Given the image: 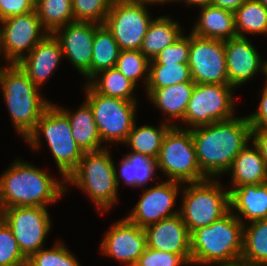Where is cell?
<instances>
[{"instance_id": "1", "label": "cell", "mask_w": 267, "mask_h": 266, "mask_svg": "<svg viewBox=\"0 0 267 266\" xmlns=\"http://www.w3.org/2000/svg\"><path fill=\"white\" fill-rule=\"evenodd\" d=\"M251 132L246 116L192 128L201 172L207 178H220L230 169L239 152L251 143Z\"/></svg>"}, {"instance_id": "2", "label": "cell", "mask_w": 267, "mask_h": 266, "mask_svg": "<svg viewBox=\"0 0 267 266\" xmlns=\"http://www.w3.org/2000/svg\"><path fill=\"white\" fill-rule=\"evenodd\" d=\"M27 161L15 160L0 175V209L47 207L67 191L66 179L59 181Z\"/></svg>"}, {"instance_id": "3", "label": "cell", "mask_w": 267, "mask_h": 266, "mask_svg": "<svg viewBox=\"0 0 267 266\" xmlns=\"http://www.w3.org/2000/svg\"><path fill=\"white\" fill-rule=\"evenodd\" d=\"M244 224L230 210L209 226L190 233L191 265H225L240 261Z\"/></svg>"}, {"instance_id": "4", "label": "cell", "mask_w": 267, "mask_h": 266, "mask_svg": "<svg viewBox=\"0 0 267 266\" xmlns=\"http://www.w3.org/2000/svg\"><path fill=\"white\" fill-rule=\"evenodd\" d=\"M5 66H0V89L15 131L25 140L52 102L41 95L19 64Z\"/></svg>"}, {"instance_id": "5", "label": "cell", "mask_w": 267, "mask_h": 266, "mask_svg": "<svg viewBox=\"0 0 267 266\" xmlns=\"http://www.w3.org/2000/svg\"><path fill=\"white\" fill-rule=\"evenodd\" d=\"M111 157L107 147L94 152H85L78 167L66 178V186L74 185L88 194L86 196H89L98 208L97 214L103 210L109 211L119 200L117 191L119 188L115 176L117 167Z\"/></svg>"}, {"instance_id": "6", "label": "cell", "mask_w": 267, "mask_h": 266, "mask_svg": "<svg viewBox=\"0 0 267 266\" xmlns=\"http://www.w3.org/2000/svg\"><path fill=\"white\" fill-rule=\"evenodd\" d=\"M41 134L51 150L61 179H66L78 167L83 152L72 137L68 116L58 105L51 103L46 108L25 139L33 150L41 148Z\"/></svg>"}, {"instance_id": "7", "label": "cell", "mask_w": 267, "mask_h": 266, "mask_svg": "<svg viewBox=\"0 0 267 266\" xmlns=\"http://www.w3.org/2000/svg\"><path fill=\"white\" fill-rule=\"evenodd\" d=\"M217 178L183 184L179 214L189 233L209 226L230 211V193ZM189 185V186H188Z\"/></svg>"}, {"instance_id": "8", "label": "cell", "mask_w": 267, "mask_h": 266, "mask_svg": "<svg viewBox=\"0 0 267 266\" xmlns=\"http://www.w3.org/2000/svg\"><path fill=\"white\" fill-rule=\"evenodd\" d=\"M158 169L169 181L183 184L207 179L199 167L191 129L171 126L157 157Z\"/></svg>"}, {"instance_id": "9", "label": "cell", "mask_w": 267, "mask_h": 266, "mask_svg": "<svg viewBox=\"0 0 267 266\" xmlns=\"http://www.w3.org/2000/svg\"><path fill=\"white\" fill-rule=\"evenodd\" d=\"M84 86L85 101L93 112L102 143L123 144L137 119V101L99 94L87 82Z\"/></svg>"}, {"instance_id": "10", "label": "cell", "mask_w": 267, "mask_h": 266, "mask_svg": "<svg viewBox=\"0 0 267 266\" xmlns=\"http://www.w3.org/2000/svg\"><path fill=\"white\" fill-rule=\"evenodd\" d=\"M233 89L229 84L195 83L183 119L187 129L234 118Z\"/></svg>"}, {"instance_id": "11", "label": "cell", "mask_w": 267, "mask_h": 266, "mask_svg": "<svg viewBox=\"0 0 267 266\" xmlns=\"http://www.w3.org/2000/svg\"><path fill=\"white\" fill-rule=\"evenodd\" d=\"M147 3L113 0L104 25L120 50H140L151 19Z\"/></svg>"}, {"instance_id": "12", "label": "cell", "mask_w": 267, "mask_h": 266, "mask_svg": "<svg viewBox=\"0 0 267 266\" xmlns=\"http://www.w3.org/2000/svg\"><path fill=\"white\" fill-rule=\"evenodd\" d=\"M2 219L10 227L22 254L28 259L44 248L52 222L47 207L21 206L1 208Z\"/></svg>"}, {"instance_id": "13", "label": "cell", "mask_w": 267, "mask_h": 266, "mask_svg": "<svg viewBox=\"0 0 267 266\" xmlns=\"http://www.w3.org/2000/svg\"><path fill=\"white\" fill-rule=\"evenodd\" d=\"M0 25V56L6 63H19L49 34L36 10L3 19Z\"/></svg>"}, {"instance_id": "14", "label": "cell", "mask_w": 267, "mask_h": 266, "mask_svg": "<svg viewBox=\"0 0 267 266\" xmlns=\"http://www.w3.org/2000/svg\"><path fill=\"white\" fill-rule=\"evenodd\" d=\"M188 65L198 84H229L225 41L198 37L190 32Z\"/></svg>"}, {"instance_id": "15", "label": "cell", "mask_w": 267, "mask_h": 266, "mask_svg": "<svg viewBox=\"0 0 267 266\" xmlns=\"http://www.w3.org/2000/svg\"><path fill=\"white\" fill-rule=\"evenodd\" d=\"M176 181L164 180L151 188H146L130 214L128 221L141 228L158 223L162 219L179 214L175 210L176 200L180 194V185ZM179 192V193H178Z\"/></svg>"}, {"instance_id": "16", "label": "cell", "mask_w": 267, "mask_h": 266, "mask_svg": "<svg viewBox=\"0 0 267 266\" xmlns=\"http://www.w3.org/2000/svg\"><path fill=\"white\" fill-rule=\"evenodd\" d=\"M99 25L94 22L74 21L53 33L61 45L64 57L88 81L91 79L93 40Z\"/></svg>"}, {"instance_id": "17", "label": "cell", "mask_w": 267, "mask_h": 266, "mask_svg": "<svg viewBox=\"0 0 267 266\" xmlns=\"http://www.w3.org/2000/svg\"><path fill=\"white\" fill-rule=\"evenodd\" d=\"M147 247L144 228L126 218L110 226L100 242L103 255L114 258L127 266H134Z\"/></svg>"}, {"instance_id": "18", "label": "cell", "mask_w": 267, "mask_h": 266, "mask_svg": "<svg viewBox=\"0 0 267 266\" xmlns=\"http://www.w3.org/2000/svg\"><path fill=\"white\" fill-rule=\"evenodd\" d=\"M225 55L230 86L237 88L244 85L260 71L267 77V60H261L257 48L247 37L226 40Z\"/></svg>"}, {"instance_id": "19", "label": "cell", "mask_w": 267, "mask_h": 266, "mask_svg": "<svg viewBox=\"0 0 267 266\" xmlns=\"http://www.w3.org/2000/svg\"><path fill=\"white\" fill-rule=\"evenodd\" d=\"M147 247L182 255L191 264L190 233L180 214L144 228Z\"/></svg>"}, {"instance_id": "20", "label": "cell", "mask_w": 267, "mask_h": 266, "mask_svg": "<svg viewBox=\"0 0 267 266\" xmlns=\"http://www.w3.org/2000/svg\"><path fill=\"white\" fill-rule=\"evenodd\" d=\"M62 57L64 55L59 41L53 34H48L17 64L40 89L50 75H53L61 59L63 60Z\"/></svg>"}, {"instance_id": "21", "label": "cell", "mask_w": 267, "mask_h": 266, "mask_svg": "<svg viewBox=\"0 0 267 266\" xmlns=\"http://www.w3.org/2000/svg\"><path fill=\"white\" fill-rule=\"evenodd\" d=\"M230 210L243 224L267 219V182L235 187L230 192Z\"/></svg>"}, {"instance_id": "22", "label": "cell", "mask_w": 267, "mask_h": 266, "mask_svg": "<svg viewBox=\"0 0 267 266\" xmlns=\"http://www.w3.org/2000/svg\"><path fill=\"white\" fill-rule=\"evenodd\" d=\"M195 82H182L170 85L165 88H146V93L150 102H152L158 110H161L167 117H163L168 124L175 120L183 121L184 115L191 98ZM172 121L170 122V120Z\"/></svg>"}, {"instance_id": "23", "label": "cell", "mask_w": 267, "mask_h": 266, "mask_svg": "<svg viewBox=\"0 0 267 266\" xmlns=\"http://www.w3.org/2000/svg\"><path fill=\"white\" fill-rule=\"evenodd\" d=\"M252 147L247 144L235 157L230 169L226 172L231 175L229 193L242 185L262 184L267 182V166L259 149L252 141Z\"/></svg>"}, {"instance_id": "24", "label": "cell", "mask_w": 267, "mask_h": 266, "mask_svg": "<svg viewBox=\"0 0 267 266\" xmlns=\"http://www.w3.org/2000/svg\"><path fill=\"white\" fill-rule=\"evenodd\" d=\"M199 9L200 15L191 31L193 35L222 41L237 37L234 12L210 4Z\"/></svg>"}, {"instance_id": "25", "label": "cell", "mask_w": 267, "mask_h": 266, "mask_svg": "<svg viewBox=\"0 0 267 266\" xmlns=\"http://www.w3.org/2000/svg\"><path fill=\"white\" fill-rule=\"evenodd\" d=\"M59 108L68 116L72 137L83 153L106 148L105 145H102L93 112L86 101L80 105L76 112H71L64 107Z\"/></svg>"}, {"instance_id": "26", "label": "cell", "mask_w": 267, "mask_h": 266, "mask_svg": "<svg viewBox=\"0 0 267 266\" xmlns=\"http://www.w3.org/2000/svg\"><path fill=\"white\" fill-rule=\"evenodd\" d=\"M119 172L115 169L116 183L119 187L120 178L127 186L146 188L145 185L151 179L156 181L155 171L158 168L157 158H153L144 154L130 152L123 155L119 162ZM119 174V175H118ZM120 176V177H118Z\"/></svg>"}, {"instance_id": "27", "label": "cell", "mask_w": 267, "mask_h": 266, "mask_svg": "<svg viewBox=\"0 0 267 266\" xmlns=\"http://www.w3.org/2000/svg\"><path fill=\"white\" fill-rule=\"evenodd\" d=\"M182 26L170 16L153 19L143 38L140 51L153 60L163 49L172 45L183 34Z\"/></svg>"}, {"instance_id": "28", "label": "cell", "mask_w": 267, "mask_h": 266, "mask_svg": "<svg viewBox=\"0 0 267 266\" xmlns=\"http://www.w3.org/2000/svg\"><path fill=\"white\" fill-rule=\"evenodd\" d=\"M171 126L172 124H168L164 119L158 127L151 125L137 127L135 121L124 144L132 149L131 152L157 158L164 135Z\"/></svg>"}, {"instance_id": "29", "label": "cell", "mask_w": 267, "mask_h": 266, "mask_svg": "<svg viewBox=\"0 0 267 266\" xmlns=\"http://www.w3.org/2000/svg\"><path fill=\"white\" fill-rule=\"evenodd\" d=\"M249 223H245L243 227V251L240 260L267 266V219Z\"/></svg>"}, {"instance_id": "30", "label": "cell", "mask_w": 267, "mask_h": 266, "mask_svg": "<svg viewBox=\"0 0 267 266\" xmlns=\"http://www.w3.org/2000/svg\"><path fill=\"white\" fill-rule=\"evenodd\" d=\"M87 83L99 94L137 101L133 96L137 86L116 68L99 71Z\"/></svg>"}, {"instance_id": "31", "label": "cell", "mask_w": 267, "mask_h": 266, "mask_svg": "<svg viewBox=\"0 0 267 266\" xmlns=\"http://www.w3.org/2000/svg\"><path fill=\"white\" fill-rule=\"evenodd\" d=\"M119 45L104 24L96 30L92 47L91 78L99 71L115 68L120 53Z\"/></svg>"}, {"instance_id": "32", "label": "cell", "mask_w": 267, "mask_h": 266, "mask_svg": "<svg viewBox=\"0 0 267 266\" xmlns=\"http://www.w3.org/2000/svg\"><path fill=\"white\" fill-rule=\"evenodd\" d=\"M235 30L237 36L247 34H267V8L255 0L245 1L235 12Z\"/></svg>"}, {"instance_id": "33", "label": "cell", "mask_w": 267, "mask_h": 266, "mask_svg": "<svg viewBox=\"0 0 267 266\" xmlns=\"http://www.w3.org/2000/svg\"><path fill=\"white\" fill-rule=\"evenodd\" d=\"M35 10L42 26L49 34L74 22L71 0H41L35 5Z\"/></svg>"}, {"instance_id": "34", "label": "cell", "mask_w": 267, "mask_h": 266, "mask_svg": "<svg viewBox=\"0 0 267 266\" xmlns=\"http://www.w3.org/2000/svg\"><path fill=\"white\" fill-rule=\"evenodd\" d=\"M182 82H194L188 63H149L145 88H165Z\"/></svg>"}, {"instance_id": "35", "label": "cell", "mask_w": 267, "mask_h": 266, "mask_svg": "<svg viewBox=\"0 0 267 266\" xmlns=\"http://www.w3.org/2000/svg\"><path fill=\"white\" fill-rule=\"evenodd\" d=\"M149 62L150 60L140 50H121L115 68L138 87V80L144 77V86L146 87Z\"/></svg>"}, {"instance_id": "36", "label": "cell", "mask_w": 267, "mask_h": 266, "mask_svg": "<svg viewBox=\"0 0 267 266\" xmlns=\"http://www.w3.org/2000/svg\"><path fill=\"white\" fill-rule=\"evenodd\" d=\"M61 240L50 249L41 248L27 259L26 266H81Z\"/></svg>"}, {"instance_id": "37", "label": "cell", "mask_w": 267, "mask_h": 266, "mask_svg": "<svg viewBox=\"0 0 267 266\" xmlns=\"http://www.w3.org/2000/svg\"><path fill=\"white\" fill-rule=\"evenodd\" d=\"M74 21L104 24L113 0H71Z\"/></svg>"}, {"instance_id": "38", "label": "cell", "mask_w": 267, "mask_h": 266, "mask_svg": "<svg viewBox=\"0 0 267 266\" xmlns=\"http://www.w3.org/2000/svg\"><path fill=\"white\" fill-rule=\"evenodd\" d=\"M27 258L22 254L10 227L0 221V266H26Z\"/></svg>"}, {"instance_id": "39", "label": "cell", "mask_w": 267, "mask_h": 266, "mask_svg": "<svg viewBox=\"0 0 267 266\" xmlns=\"http://www.w3.org/2000/svg\"><path fill=\"white\" fill-rule=\"evenodd\" d=\"M191 265L182 255L146 247L134 266H182Z\"/></svg>"}, {"instance_id": "40", "label": "cell", "mask_w": 267, "mask_h": 266, "mask_svg": "<svg viewBox=\"0 0 267 266\" xmlns=\"http://www.w3.org/2000/svg\"><path fill=\"white\" fill-rule=\"evenodd\" d=\"M183 33L175 42L163 49L149 63H188L190 34L184 36Z\"/></svg>"}, {"instance_id": "41", "label": "cell", "mask_w": 267, "mask_h": 266, "mask_svg": "<svg viewBox=\"0 0 267 266\" xmlns=\"http://www.w3.org/2000/svg\"><path fill=\"white\" fill-rule=\"evenodd\" d=\"M35 10L31 0H0V21Z\"/></svg>"}, {"instance_id": "42", "label": "cell", "mask_w": 267, "mask_h": 266, "mask_svg": "<svg viewBox=\"0 0 267 266\" xmlns=\"http://www.w3.org/2000/svg\"><path fill=\"white\" fill-rule=\"evenodd\" d=\"M260 100L257 110L246 116L251 129H267V84L261 92Z\"/></svg>"}, {"instance_id": "43", "label": "cell", "mask_w": 267, "mask_h": 266, "mask_svg": "<svg viewBox=\"0 0 267 266\" xmlns=\"http://www.w3.org/2000/svg\"><path fill=\"white\" fill-rule=\"evenodd\" d=\"M251 140L259 149L267 166V129H252Z\"/></svg>"}, {"instance_id": "44", "label": "cell", "mask_w": 267, "mask_h": 266, "mask_svg": "<svg viewBox=\"0 0 267 266\" xmlns=\"http://www.w3.org/2000/svg\"><path fill=\"white\" fill-rule=\"evenodd\" d=\"M247 0H211L210 5L235 12Z\"/></svg>"}, {"instance_id": "45", "label": "cell", "mask_w": 267, "mask_h": 266, "mask_svg": "<svg viewBox=\"0 0 267 266\" xmlns=\"http://www.w3.org/2000/svg\"><path fill=\"white\" fill-rule=\"evenodd\" d=\"M178 2L186 3V6L190 7L192 5L199 7L209 5L211 0H176Z\"/></svg>"}, {"instance_id": "46", "label": "cell", "mask_w": 267, "mask_h": 266, "mask_svg": "<svg viewBox=\"0 0 267 266\" xmlns=\"http://www.w3.org/2000/svg\"><path fill=\"white\" fill-rule=\"evenodd\" d=\"M220 266H260V265L249 264V263H246L240 260L235 263L225 264V265H220Z\"/></svg>"}, {"instance_id": "47", "label": "cell", "mask_w": 267, "mask_h": 266, "mask_svg": "<svg viewBox=\"0 0 267 266\" xmlns=\"http://www.w3.org/2000/svg\"><path fill=\"white\" fill-rule=\"evenodd\" d=\"M131 2L147 3V4H161V0H128Z\"/></svg>"}, {"instance_id": "48", "label": "cell", "mask_w": 267, "mask_h": 266, "mask_svg": "<svg viewBox=\"0 0 267 266\" xmlns=\"http://www.w3.org/2000/svg\"><path fill=\"white\" fill-rule=\"evenodd\" d=\"M255 1L260 2L267 8V0H255Z\"/></svg>"}, {"instance_id": "49", "label": "cell", "mask_w": 267, "mask_h": 266, "mask_svg": "<svg viewBox=\"0 0 267 266\" xmlns=\"http://www.w3.org/2000/svg\"><path fill=\"white\" fill-rule=\"evenodd\" d=\"M170 3V2H176V0H161V4L164 5V3Z\"/></svg>"}, {"instance_id": "50", "label": "cell", "mask_w": 267, "mask_h": 266, "mask_svg": "<svg viewBox=\"0 0 267 266\" xmlns=\"http://www.w3.org/2000/svg\"><path fill=\"white\" fill-rule=\"evenodd\" d=\"M33 3H34V5H36L38 2H40L41 0H31Z\"/></svg>"}, {"instance_id": "51", "label": "cell", "mask_w": 267, "mask_h": 266, "mask_svg": "<svg viewBox=\"0 0 267 266\" xmlns=\"http://www.w3.org/2000/svg\"><path fill=\"white\" fill-rule=\"evenodd\" d=\"M2 220V210L0 209V221Z\"/></svg>"}]
</instances>
